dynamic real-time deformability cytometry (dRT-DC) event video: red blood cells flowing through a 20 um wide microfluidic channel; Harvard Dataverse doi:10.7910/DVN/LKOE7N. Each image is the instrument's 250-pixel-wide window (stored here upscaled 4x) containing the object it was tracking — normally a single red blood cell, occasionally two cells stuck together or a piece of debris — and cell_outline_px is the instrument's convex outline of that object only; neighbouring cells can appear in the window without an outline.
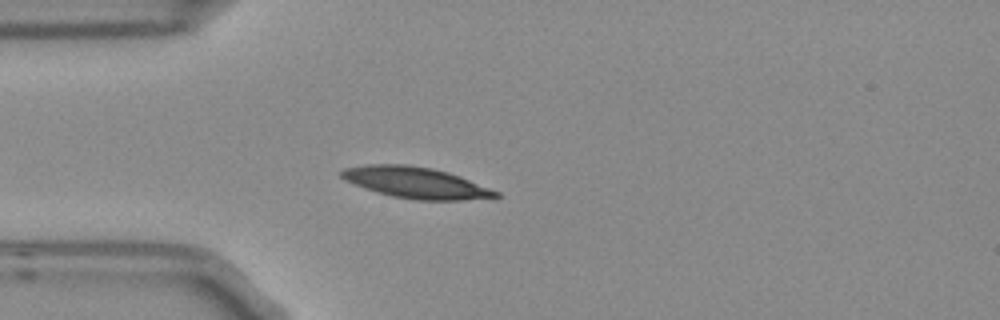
{"species": "Egyptian fruit bat (a non-hibernating species)", "species_latin": "Rousettus aegyptiacus", "temperature_condition": "room temperature", "stored_images_in_passage": 5, "camera_frame_rate_fps": 3000, "um_per_image_px": 0.085, "frame": {"image": 1, "passage_image": 4, "time_ms": 1.0, "image_size_px": [1000, 320], "cell_outline_px": [[500, 196], [460, 200], [416, 200], [392, 196], [376, 192], [344, 180], [340, 176], [340, 172], [344, 168], [368, 164], [408, 164], [432, 168], [448, 172], [460, 176], [500, 192]], "centroid_in_image_um": [35.32, 15.51], "position_along_channel_um": 49.7, "area_um2": 27.92}}